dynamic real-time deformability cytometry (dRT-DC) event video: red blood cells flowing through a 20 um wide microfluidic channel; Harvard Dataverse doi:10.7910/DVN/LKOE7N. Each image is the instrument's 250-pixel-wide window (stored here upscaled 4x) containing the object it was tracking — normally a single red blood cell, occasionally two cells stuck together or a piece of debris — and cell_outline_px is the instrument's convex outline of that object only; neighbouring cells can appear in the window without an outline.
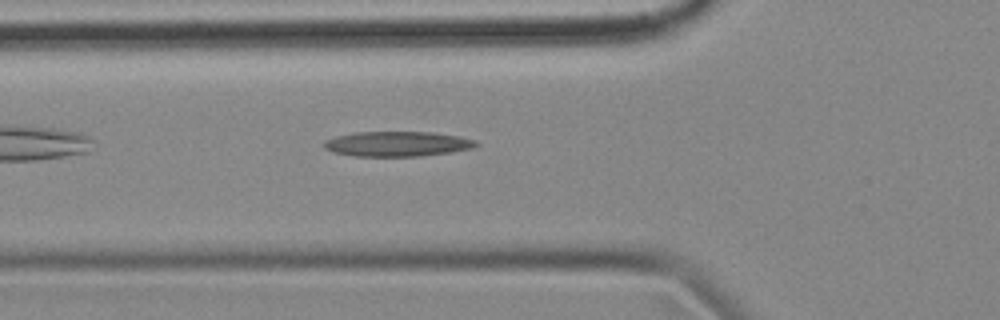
{"species": "common noctule bat (a hibernating species)", "species_latin": "Nyctalus noctula", "temperature_condition": "cold", "stored_images_in_passage": 39, "camera_frame_rate_fps": 3000, "um_per_image_px": 0.085, "animal": {"sex": "female", "body_mass_g": 18.4}, "frame": {"image": 1, "passage_image": 6, "time_ms": 1.667, "image_size_px": [1000, 320], "cell_outline_px": [[480, 144], [472, 148], [452, 152], [420, 156], [352, 156], [332, 152], [324, 148], [324, 140], [336, 136], [356, 132], [432, 132], [460, 136], [476, 140]], "centroid_in_image_um": [33.78, 12.23], "position_along_channel_um": 92.0, "area_um2": 22.31}, "authors_computed_cell_mechanics": {"area_um2": 21.9062, "velocity_mm_per_s": 3.5117, "shape_relaxation_time_tau1_ms": null, "shape_relaxation_time_tau2_ms": 9.6652, "deformation_change_tau1": null, "deformation_change_tau2": 0.2154}}